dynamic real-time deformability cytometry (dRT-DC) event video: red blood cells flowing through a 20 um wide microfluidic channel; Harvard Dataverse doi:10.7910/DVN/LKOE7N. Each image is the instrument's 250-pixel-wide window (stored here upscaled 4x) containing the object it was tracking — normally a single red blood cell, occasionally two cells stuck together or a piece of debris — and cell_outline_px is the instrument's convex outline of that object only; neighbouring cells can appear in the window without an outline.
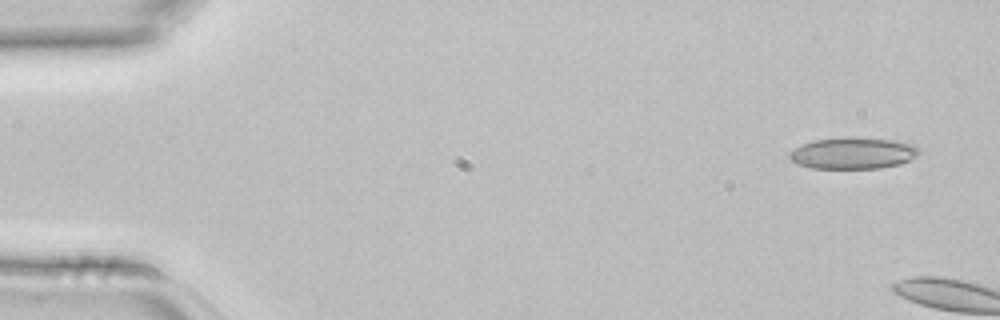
{"species": "common noctule bat (a hibernating species)", "species_latin": "Nyctalus noctula", "temperature_condition": "room temperature", "stored_images_in_passage": 4, "camera_frame_rate_fps": 3000, "um_per_image_px": 0.085, "animal": {"sex": "female", "body_mass_g": 22.7, "forearm_length_mm": 54.2}, "frame": {"image": 1, "passage_image": 1, "time_ms": 0.0, "image_size_px": [1000, 320], "cell_outline_px": [[920, 156], [900, 164], [880, 168], [812, 168], [796, 164], [788, 156], [788, 152], [800, 144], [812, 140], [844, 136], [852, 136], [896, 140], [916, 144], [920, 148]], "centroid_in_image_um": [72.53, 12.99], "position_along_channel_um": 12.5, "area_um2": 24.57}}